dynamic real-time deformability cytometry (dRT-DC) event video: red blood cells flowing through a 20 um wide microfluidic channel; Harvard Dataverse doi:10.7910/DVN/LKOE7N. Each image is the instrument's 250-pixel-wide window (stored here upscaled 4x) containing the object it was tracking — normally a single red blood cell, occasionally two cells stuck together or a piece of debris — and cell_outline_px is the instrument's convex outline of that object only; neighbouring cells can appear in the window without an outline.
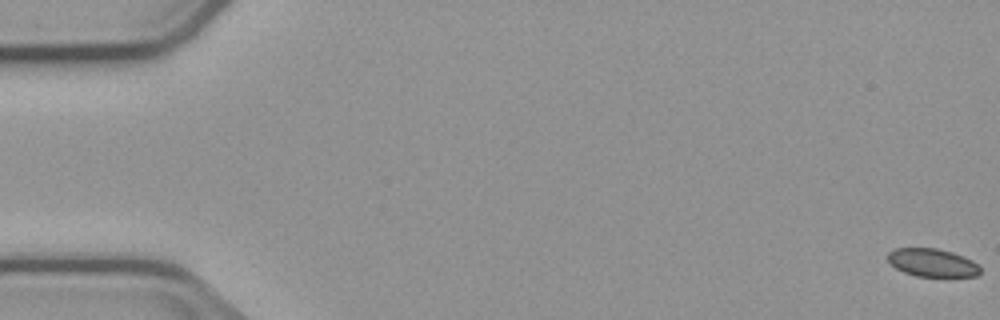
{"species": "common noctule bat (a hibernating species)", "species_latin": "Nyctalus noctula", "temperature_condition": "cold", "stored_images_in_passage": 8, "camera_frame_rate_fps": 3000, "um_per_image_px": 0.085, "animal": {"sex": "male", "body_mass_g": 23.1, "forearm_length_mm": 52.7}, "frame": {"image": 1, "passage_image": 1, "time_ms": 0.0, "image_size_px": [1000, 320], "cell_outline_px": [[980, 272], [976, 276], [916, 276], [904, 272], [896, 268], [888, 260], [888, 252], [896, 248], [936, 248], [952, 252], [964, 256], [972, 260], [980, 268]], "centroid_in_image_um": [79.24, 22.32], "position_along_channel_um": 5.8, "area_um2": 14.97}}
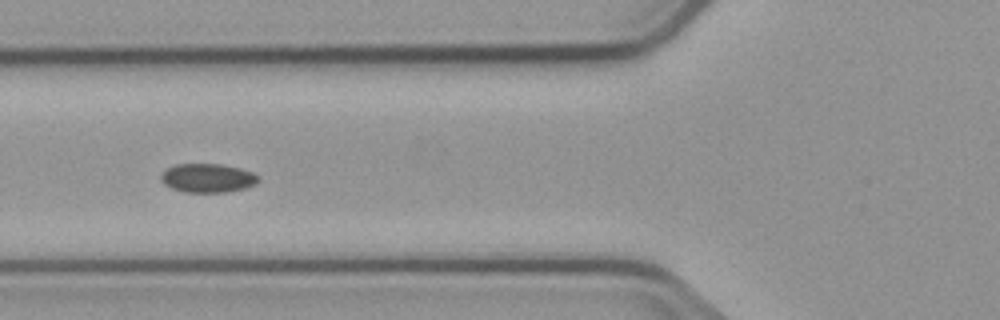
{"frame": {"image": 2, "passage_image": 7, "time_ms": 7.0, "image_size_px": [1000, 320], "cell_outline_px": [[260, 180], [256, 184], [244, 188], [224, 192], [184, 192], [172, 188], [164, 184], [160, 180], [160, 176], [168, 168], [176, 164], [220, 164], [240, 168], [252, 172], [260, 176]], "centroid_in_image_um": [17.67, 15.13], "position_along_channel_um": 108.1, "area_um2": 16.36}}
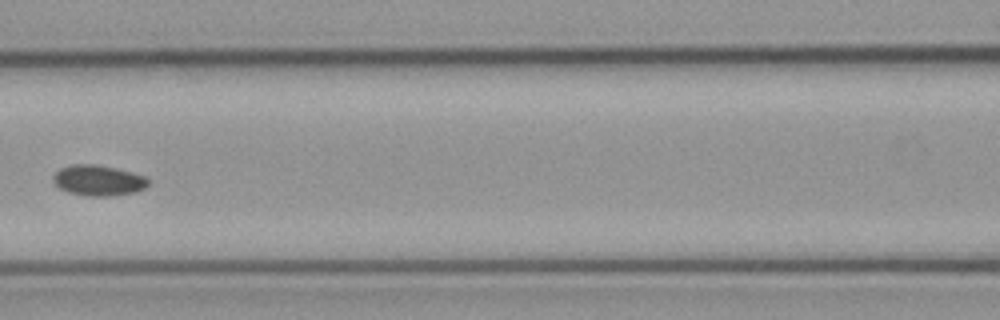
{"frame": {"image": 3, "passage_image": 8, "time_ms": 8.333, "image_size_px": [1000, 320], "cell_outline_px": [[148, 184], [144, 188], [136, 192], [112, 196], [88, 196], [68, 192], [60, 188], [52, 180], [52, 176], [60, 168], [72, 164], [96, 164], [116, 168], [148, 176]], "centroid_in_image_um": [8.37, 15.33], "position_along_channel_um": 158.2, "area_um2": 17.11}}